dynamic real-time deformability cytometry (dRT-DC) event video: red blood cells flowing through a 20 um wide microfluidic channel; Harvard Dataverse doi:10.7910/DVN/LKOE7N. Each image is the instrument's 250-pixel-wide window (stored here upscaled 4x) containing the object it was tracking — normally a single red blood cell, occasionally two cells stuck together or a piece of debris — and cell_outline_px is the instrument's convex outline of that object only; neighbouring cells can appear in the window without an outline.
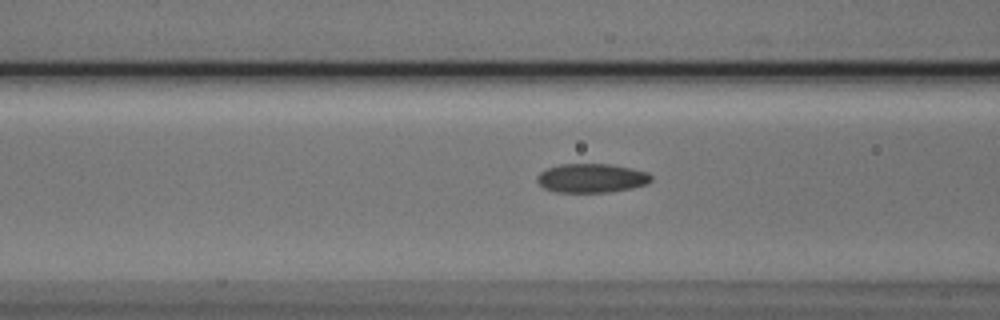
{"species": "Egyptian fruit bat (a non-hibernating species)", "species_latin": "Rousettus aegyptiacus", "temperature_condition": "cold", "stored_images_in_passage": 40, "camera_frame_rate_fps": 3000, "um_per_image_px": 0.085, "animal": {"sex": "male"}, "frame": {"image": 1, "passage_image": 7, "time_ms": 2.0, "image_size_px": [1000, 320], "cell_outline_px": [[652, 180], [648, 184], [632, 188], [608, 192], [556, 192], [544, 188], [536, 180], [536, 176], [540, 172], [548, 168], [560, 164], [612, 164], [632, 168], [648, 172], [652, 176]], "centroid_in_image_um": [50.3, 15.14], "position_along_channel_um": 116.3, "area_um2": 19.42}}
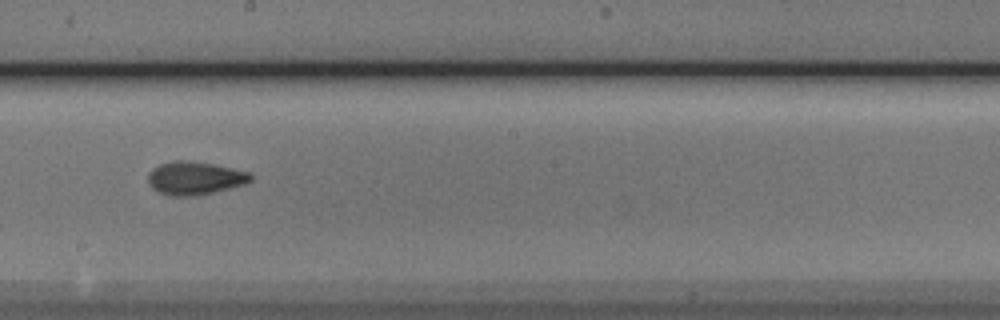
{"frame": {"image": 2, "passage_image": 16, "time_ms": 5.0, "image_size_px": [1000, 320], "cell_outline_px": [[252, 180], [244, 184], [196, 196], [168, 196], [156, 192], [148, 184], [148, 172], [152, 168], [160, 164], [172, 160], [184, 160], [212, 164], [252, 172]], "centroid_in_image_um": [16.51, 15.14], "position_along_channel_um": 231.7, "area_um2": 20.0}}
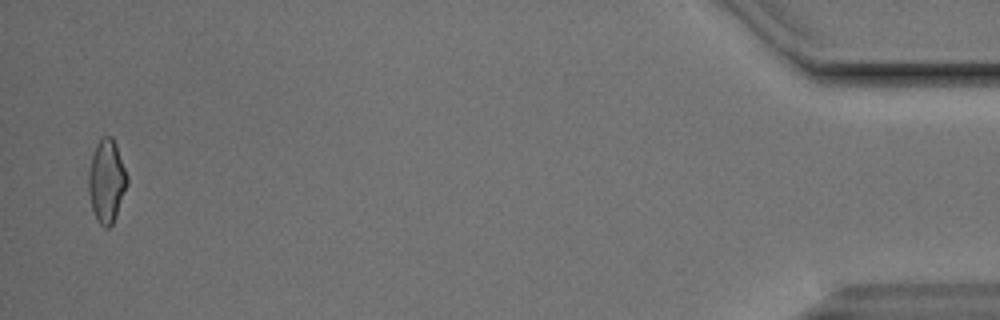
{"frame": {"image": 3, "passage_image": 38, "time_ms": 12.333, "image_size_px": [1000, 320], "cell_outline_px": [[128, 184], [116, 216], [112, 224], [108, 228], [104, 228], [96, 220], [92, 208], [88, 192], [88, 172], [92, 156], [96, 144], [104, 136], [112, 136], [116, 144], [128, 176]], "centroid_in_image_um": [9.06, 15.41], "position_along_channel_um": 426.1, "area_um2": 18.79}}